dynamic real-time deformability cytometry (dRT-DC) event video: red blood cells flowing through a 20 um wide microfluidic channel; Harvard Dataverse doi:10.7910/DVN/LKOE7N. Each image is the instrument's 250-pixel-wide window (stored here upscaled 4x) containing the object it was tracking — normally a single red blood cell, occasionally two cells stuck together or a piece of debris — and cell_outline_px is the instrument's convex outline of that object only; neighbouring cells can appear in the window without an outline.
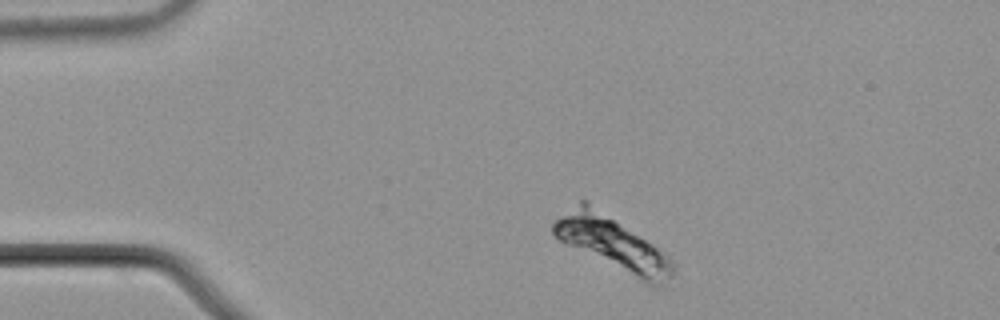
{"species": "common noctule bat (a hibernating species)", "species_latin": "Nyctalus noctula", "temperature_condition": "cold", "stored_images_in_passage": 2, "camera_frame_rate_fps": 3000, "um_per_image_px": 0.085, "animal": {"sex": "male", "body_mass_g": 21.5, "forearm_length_mm": 52.0}, "frame": {"image": 1, "passage_image": 1, "time_ms": 0.0, "image_size_px": [1000, 320], "cell_outline_px": [[676, 272], [668, 288], [664, 288], [648, 284], [560, 240], [552, 232], [552, 224], [556, 220], [580, 200], [588, 200], [664, 252], [668, 256], [676, 268]], "centroid_in_image_um": [52.17, 20.73], "position_along_channel_um": 32.8, "area_um2": 36.82}}